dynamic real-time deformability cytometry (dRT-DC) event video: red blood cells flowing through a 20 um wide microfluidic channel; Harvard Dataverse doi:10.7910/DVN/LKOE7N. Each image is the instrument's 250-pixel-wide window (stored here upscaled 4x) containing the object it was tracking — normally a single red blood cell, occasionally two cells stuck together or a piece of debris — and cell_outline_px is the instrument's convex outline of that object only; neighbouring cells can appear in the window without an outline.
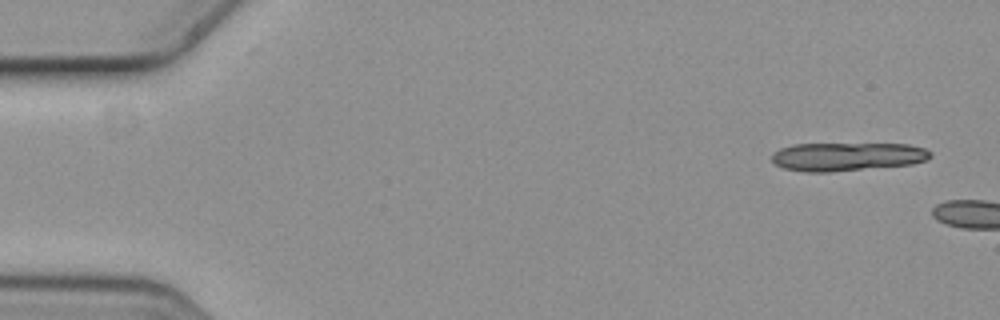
{"species": "common noctule bat (a hibernating species)", "species_latin": "Nyctalus noctula", "temperature_condition": "cold", "stored_images_in_passage": 2, "camera_frame_rate_fps": 3000, "um_per_image_px": 0.085, "animal": {"sex": "female", "body_mass_g": 19.3, "forearm_length_mm": 54.1}, "frame": {"image": 1, "passage_image": 1, "time_ms": 0.0, "image_size_px": [1000, 320], "cell_outline_px": [[932, 156], [928, 160], [912, 164], [828, 172], [808, 172], [784, 168], [776, 164], [772, 160], [772, 152], [780, 148], [792, 144], [908, 144], [924, 148], [932, 152]], "centroid_in_image_um": [72.02, 13.3], "position_along_channel_um": 13.0, "area_um2": 26.3}}